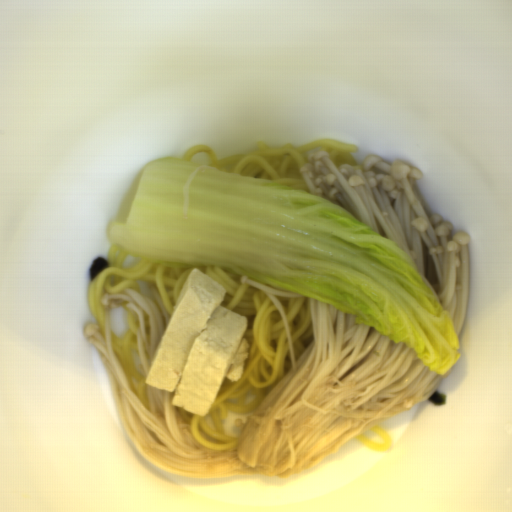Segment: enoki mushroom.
<instances>
[{"label": "enoki mushroom", "mask_w": 512, "mask_h": 512, "mask_svg": "<svg viewBox=\"0 0 512 512\" xmlns=\"http://www.w3.org/2000/svg\"><path fill=\"white\" fill-rule=\"evenodd\" d=\"M265 293L285 325L292 367L243 423L239 445L214 451L198 443L171 392L147 385L149 408L136 394L114 353L110 309L126 303L138 319L137 347L146 381L166 333L155 303L140 291L103 294L104 337L97 323L84 336L101 352L124 429L154 466L192 479L258 475L286 478L317 465L356 436L428 400L441 374L424 366L415 350L355 321L354 314L310 298L314 339L296 360L288 319L276 296L302 298L242 276ZM276 295V296H275Z\"/></svg>", "instance_id": "enoki-mushroom-1"}, {"label": "enoki mushroom", "mask_w": 512, "mask_h": 512, "mask_svg": "<svg viewBox=\"0 0 512 512\" xmlns=\"http://www.w3.org/2000/svg\"><path fill=\"white\" fill-rule=\"evenodd\" d=\"M362 168H337L328 151L320 150L299 171L311 194L340 206L409 256L459 339L470 289L469 234L458 230L450 238L452 223L437 214L427 217L415 186L421 169L396 160L388 164L375 154L365 157Z\"/></svg>", "instance_id": "enoki-mushroom-2"}, {"label": "enoki mushroom", "mask_w": 512, "mask_h": 512, "mask_svg": "<svg viewBox=\"0 0 512 512\" xmlns=\"http://www.w3.org/2000/svg\"><path fill=\"white\" fill-rule=\"evenodd\" d=\"M203 169H213V170H216V171H221L220 168L213 167V166H210V165H205V164H199L198 167L192 171L191 175L189 176L188 180L186 181V183L184 184L183 189H182V193H183V215H184L185 220L188 218V211H189V185H190L191 181L193 180L194 176L199 171H201Z\"/></svg>", "instance_id": "enoki-mushroom-3"}]
</instances>
